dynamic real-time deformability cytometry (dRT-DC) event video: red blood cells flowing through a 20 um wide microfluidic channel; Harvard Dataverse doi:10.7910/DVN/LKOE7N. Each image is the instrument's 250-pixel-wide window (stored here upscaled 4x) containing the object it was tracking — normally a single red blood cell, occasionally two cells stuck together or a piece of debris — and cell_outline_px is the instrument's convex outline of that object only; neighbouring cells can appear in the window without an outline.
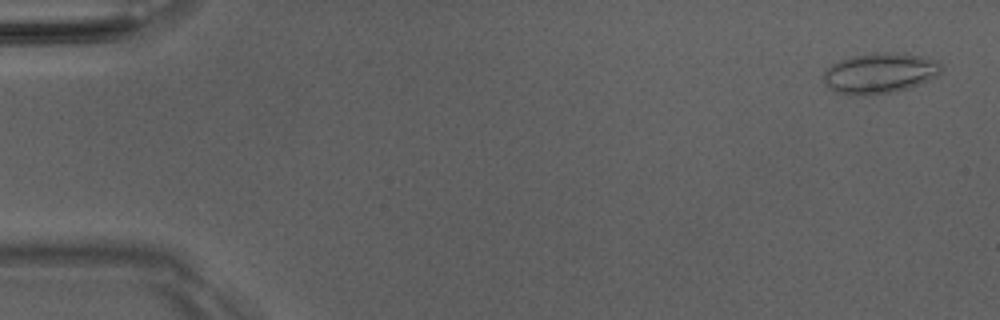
{"species": "Egyptian fruit bat (a non-hibernating species)", "species_latin": "Rousettus aegyptiacus", "temperature_condition": "room temperature", "stored_images_in_passage": 51, "camera_frame_rate_fps": 3000, "um_per_image_px": 0.085, "animal": {"sex": "male"}, "frame": {"image": 1, "passage_image": 2, "time_ms": 0.333, "image_size_px": [1000, 320], "cell_outline_px": [[940, 72], [936, 76], [928, 80], [908, 88], [896, 92], [864, 96], [852, 96], [836, 92], [824, 80], [824, 72], [832, 64], [840, 60], [852, 56], [872, 52], [904, 52], [936, 60], [940, 64]], "centroid_in_image_um": [74.78, 6.21], "position_along_channel_um": 10.2, "area_um2": 27.86}}
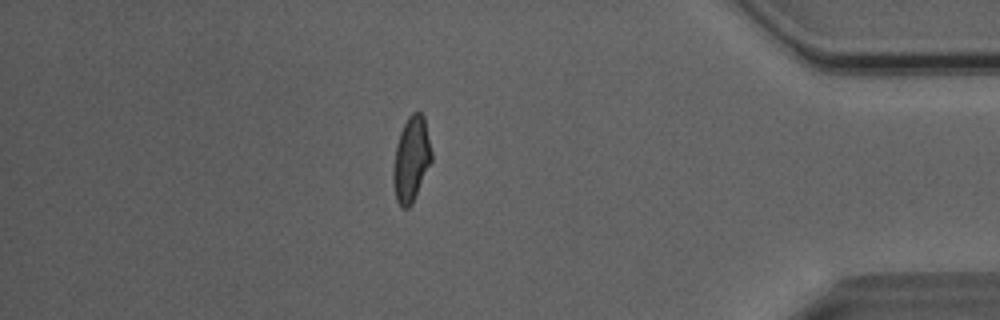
{"frame": {"image": 2, "passage_image": 44, "time_ms": 14.333, "image_size_px": [1000, 320], "cell_outline_px": [[432, 160], [412, 204], [408, 208], [400, 208], [396, 200], [392, 180], [392, 168], [396, 144], [400, 132], [408, 116], [412, 112], [420, 112], [424, 116], [432, 152]], "centroid_in_image_um": [34.94, 13.55], "position_along_channel_um": 400.3, "area_um2": 19.19}}
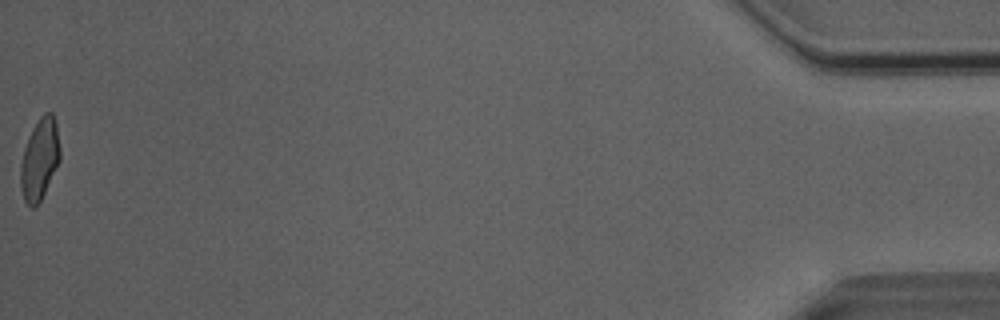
{"frame": {"image": 3, "passage_image": 51, "time_ms": 16.667, "image_size_px": [1000, 320], "cell_outline_px": [[60, 160], [40, 200], [32, 208], [24, 200], [20, 184], [20, 168], [24, 148], [28, 136], [32, 128], [40, 116], [44, 112], [52, 112], [56, 124], [60, 148]], "centroid_in_image_um": [3.36, 13.49], "position_along_channel_um": 431.8, "area_um2": 18.5}, "authors_computed_cell_mechanics": {"area_um2": 19.4208, "velocity_mm_per_s": 4.0534, "shape_relaxation_time_tau1_ms": 8.6263, "shape_relaxation_time_tau2_ms": 1.2296, "deformation_change_tau1": 0.1957, "deformation_change_tau2": 0.0631}}